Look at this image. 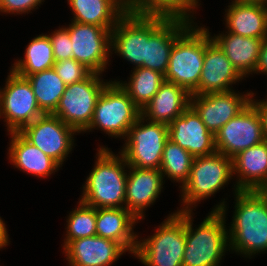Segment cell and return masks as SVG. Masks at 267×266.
I'll use <instances>...</instances> for the list:
<instances>
[{"mask_svg": "<svg viewBox=\"0 0 267 266\" xmlns=\"http://www.w3.org/2000/svg\"><path fill=\"white\" fill-rule=\"evenodd\" d=\"M168 139L167 124L151 122L140 116L129 129L119 152L128 166L160 169L164 146Z\"/></svg>", "mask_w": 267, "mask_h": 266, "instance_id": "9c48e42d", "label": "cell"}, {"mask_svg": "<svg viewBox=\"0 0 267 266\" xmlns=\"http://www.w3.org/2000/svg\"><path fill=\"white\" fill-rule=\"evenodd\" d=\"M26 78L32 86L40 110L44 114H53L67 85L54 68L34 73Z\"/></svg>", "mask_w": 267, "mask_h": 266, "instance_id": "4dcf8cb0", "label": "cell"}, {"mask_svg": "<svg viewBox=\"0 0 267 266\" xmlns=\"http://www.w3.org/2000/svg\"><path fill=\"white\" fill-rule=\"evenodd\" d=\"M164 15L126 12L111 30V58L116 54L135 68L146 60V41L168 19Z\"/></svg>", "mask_w": 267, "mask_h": 266, "instance_id": "ba28073f", "label": "cell"}, {"mask_svg": "<svg viewBox=\"0 0 267 266\" xmlns=\"http://www.w3.org/2000/svg\"><path fill=\"white\" fill-rule=\"evenodd\" d=\"M66 218V228L62 249L70 242L96 235V208L77 202Z\"/></svg>", "mask_w": 267, "mask_h": 266, "instance_id": "d6a6232c", "label": "cell"}, {"mask_svg": "<svg viewBox=\"0 0 267 266\" xmlns=\"http://www.w3.org/2000/svg\"><path fill=\"white\" fill-rule=\"evenodd\" d=\"M200 0H126V10L135 14L164 15L195 20ZM195 15V16H194Z\"/></svg>", "mask_w": 267, "mask_h": 266, "instance_id": "f546056e", "label": "cell"}, {"mask_svg": "<svg viewBox=\"0 0 267 266\" xmlns=\"http://www.w3.org/2000/svg\"><path fill=\"white\" fill-rule=\"evenodd\" d=\"M227 199L223 198L206 215L205 219L193 227L194 212L185 211V240L183 266H221L229 250Z\"/></svg>", "mask_w": 267, "mask_h": 266, "instance_id": "6da1fadb", "label": "cell"}, {"mask_svg": "<svg viewBox=\"0 0 267 266\" xmlns=\"http://www.w3.org/2000/svg\"><path fill=\"white\" fill-rule=\"evenodd\" d=\"M254 191L261 197L267 199V175Z\"/></svg>", "mask_w": 267, "mask_h": 266, "instance_id": "ab89813d", "label": "cell"}, {"mask_svg": "<svg viewBox=\"0 0 267 266\" xmlns=\"http://www.w3.org/2000/svg\"><path fill=\"white\" fill-rule=\"evenodd\" d=\"M168 138L194 157L216 152L214 134L191 106L168 125Z\"/></svg>", "mask_w": 267, "mask_h": 266, "instance_id": "ac0fdd59", "label": "cell"}, {"mask_svg": "<svg viewBox=\"0 0 267 266\" xmlns=\"http://www.w3.org/2000/svg\"><path fill=\"white\" fill-rule=\"evenodd\" d=\"M247 2L262 3L267 5V0H247Z\"/></svg>", "mask_w": 267, "mask_h": 266, "instance_id": "60d3db41", "label": "cell"}, {"mask_svg": "<svg viewBox=\"0 0 267 266\" xmlns=\"http://www.w3.org/2000/svg\"><path fill=\"white\" fill-rule=\"evenodd\" d=\"M231 1H245V2H247V0H231Z\"/></svg>", "mask_w": 267, "mask_h": 266, "instance_id": "b9f144b4", "label": "cell"}, {"mask_svg": "<svg viewBox=\"0 0 267 266\" xmlns=\"http://www.w3.org/2000/svg\"><path fill=\"white\" fill-rule=\"evenodd\" d=\"M45 0H0V13L9 15L29 14L39 9Z\"/></svg>", "mask_w": 267, "mask_h": 266, "instance_id": "d590c367", "label": "cell"}, {"mask_svg": "<svg viewBox=\"0 0 267 266\" xmlns=\"http://www.w3.org/2000/svg\"><path fill=\"white\" fill-rule=\"evenodd\" d=\"M206 29L238 73L244 79L251 76L257 63L263 39L243 37L224 30L219 34L211 35L209 27Z\"/></svg>", "mask_w": 267, "mask_h": 266, "instance_id": "cb8c5ba5", "label": "cell"}, {"mask_svg": "<svg viewBox=\"0 0 267 266\" xmlns=\"http://www.w3.org/2000/svg\"><path fill=\"white\" fill-rule=\"evenodd\" d=\"M252 93L251 90L242 93L233 89L226 92L191 95L190 106L197 112L207 129L215 135L222 126L251 103Z\"/></svg>", "mask_w": 267, "mask_h": 266, "instance_id": "9a60e30c", "label": "cell"}, {"mask_svg": "<svg viewBox=\"0 0 267 266\" xmlns=\"http://www.w3.org/2000/svg\"><path fill=\"white\" fill-rule=\"evenodd\" d=\"M232 179V158L217 151L195 157L189 178L180 188L181 207L175 211H193L202 200L215 196L228 186Z\"/></svg>", "mask_w": 267, "mask_h": 266, "instance_id": "277c9868", "label": "cell"}, {"mask_svg": "<svg viewBox=\"0 0 267 266\" xmlns=\"http://www.w3.org/2000/svg\"><path fill=\"white\" fill-rule=\"evenodd\" d=\"M267 75V37L263 39L261 44L260 53L258 55L257 63L252 75L254 74Z\"/></svg>", "mask_w": 267, "mask_h": 266, "instance_id": "74e56055", "label": "cell"}, {"mask_svg": "<svg viewBox=\"0 0 267 266\" xmlns=\"http://www.w3.org/2000/svg\"><path fill=\"white\" fill-rule=\"evenodd\" d=\"M164 184L160 169L128 166L125 209L138 221L144 220L145 211L158 200Z\"/></svg>", "mask_w": 267, "mask_h": 266, "instance_id": "e0dca14e", "label": "cell"}, {"mask_svg": "<svg viewBox=\"0 0 267 266\" xmlns=\"http://www.w3.org/2000/svg\"><path fill=\"white\" fill-rule=\"evenodd\" d=\"M234 201L232 221L227 226L230 253L245 259L267 253V199L254 190H239Z\"/></svg>", "mask_w": 267, "mask_h": 266, "instance_id": "7a4b0ae2", "label": "cell"}, {"mask_svg": "<svg viewBox=\"0 0 267 266\" xmlns=\"http://www.w3.org/2000/svg\"><path fill=\"white\" fill-rule=\"evenodd\" d=\"M206 49V26L194 21L172 47L165 80L184 88L190 95L197 89Z\"/></svg>", "mask_w": 267, "mask_h": 266, "instance_id": "8992f818", "label": "cell"}, {"mask_svg": "<svg viewBox=\"0 0 267 266\" xmlns=\"http://www.w3.org/2000/svg\"><path fill=\"white\" fill-rule=\"evenodd\" d=\"M53 68L66 85L85 80L93 73L74 58L55 62Z\"/></svg>", "mask_w": 267, "mask_h": 266, "instance_id": "836d02e7", "label": "cell"}, {"mask_svg": "<svg viewBox=\"0 0 267 266\" xmlns=\"http://www.w3.org/2000/svg\"><path fill=\"white\" fill-rule=\"evenodd\" d=\"M92 73L87 79L67 85L53 115L74 128L79 134L90 125L97 100L111 80Z\"/></svg>", "mask_w": 267, "mask_h": 266, "instance_id": "30bf717a", "label": "cell"}, {"mask_svg": "<svg viewBox=\"0 0 267 266\" xmlns=\"http://www.w3.org/2000/svg\"><path fill=\"white\" fill-rule=\"evenodd\" d=\"M19 133L61 167L76 146L75 135H80L53 114H43L24 126Z\"/></svg>", "mask_w": 267, "mask_h": 266, "instance_id": "7c38bea8", "label": "cell"}, {"mask_svg": "<svg viewBox=\"0 0 267 266\" xmlns=\"http://www.w3.org/2000/svg\"><path fill=\"white\" fill-rule=\"evenodd\" d=\"M214 136L216 151L229 158L263 142L262 120L256 107L250 103Z\"/></svg>", "mask_w": 267, "mask_h": 266, "instance_id": "5bb4252c", "label": "cell"}, {"mask_svg": "<svg viewBox=\"0 0 267 266\" xmlns=\"http://www.w3.org/2000/svg\"><path fill=\"white\" fill-rule=\"evenodd\" d=\"M8 160L14 168L40 178L51 177L62 168L55 160L27 141L19 132H10Z\"/></svg>", "mask_w": 267, "mask_h": 266, "instance_id": "ffe728a7", "label": "cell"}, {"mask_svg": "<svg viewBox=\"0 0 267 266\" xmlns=\"http://www.w3.org/2000/svg\"><path fill=\"white\" fill-rule=\"evenodd\" d=\"M150 236L137 238L135 259L145 266H183L185 211L169 213Z\"/></svg>", "mask_w": 267, "mask_h": 266, "instance_id": "5b68a950", "label": "cell"}, {"mask_svg": "<svg viewBox=\"0 0 267 266\" xmlns=\"http://www.w3.org/2000/svg\"><path fill=\"white\" fill-rule=\"evenodd\" d=\"M70 21L107 28L110 31L127 12L126 0H67Z\"/></svg>", "mask_w": 267, "mask_h": 266, "instance_id": "4316f807", "label": "cell"}, {"mask_svg": "<svg viewBox=\"0 0 267 266\" xmlns=\"http://www.w3.org/2000/svg\"><path fill=\"white\" fill-rule=\"evenodd\" d=\"M139 222L125 208L96 209V235L116 241L132 256L135 254L138 238L134 228Z\"/></svg>", "mask_w": 267, "mask_h": 266, "instance_id": "603a6c76", "label": "cell"}, {"mask_svg": "<svg viewBox=\"0 0 267 266\" xmlns=\"http://www.w3.org/2000/svg\"><path fill=\"white\" fill-rule=\"evenodd\" d=\"M244 79L233 67L225 53L212 40L206 29V49L203 68L197 89L191 95L226 92L233 90L232 85Z\"/></svg>", "mask_w": 267, "mask_h": 266, "instance_id": "2e32d148", "label": "cell"}, {"mask_svg": "<svg viewBox=\"0 0 267 266\" xmlns=\"http://www.w3.org/2000/svg\"><path fill=\"white\" fill-rule=\"evenodd\" d=\"M140 116L141 110L134 104L127 92L117 81L111 79L100 94L93 119L83 133L96 129L103 131L109 137L124 140L129 129Z\"/></svg>", "mask_w": 267, "mask_h": 266, "instance_id": "52a82bcc", "label": "cell"}, {"mask_svg": "<svg viewBox=\"0 0 267 266\" xmlns=\"http://www.w3.org/2000/svg\"><path fill=\"white\" fill-rule=\"evenodd\" d=\"M100 146V147H99ZM94 166L82 185L79 200L94 208H125L128 164L123 155L98 145Z\"/></svg>", "mask_w": 267, "mask_h": 266, "instance_id": "3957f363", "label": "cell"}, {"mask_svg": "<svg viewBox=\"0 0 267 266\" xmlns=\"http://www.w3.org/2000/svg\"><path fill=\"white\" fill-rule=\"evenodd\" d=\"M257 93H252L251 103L256 107L258 113L260 114L262 120V128H263V135L264 140L267 141V98L259 99L255 97ZM257 98V99H255Z\"/></svg>", "mask_w": 267, "mask_h": 266, "instance_id": "8d00e7d4", "label": "cell"}, {"mask_svg": "<svg viewBox=\"0 0 267 266\" xmlns=\"http://www.w3.org/2000/svg\"><path fill=\"white\" fill-rule=\"evenodd\" d=\"M190 97L184 88L165 80L141 110V116L151 122L169 125L190 106Z\"/></svg>", "mask_w": 267, "mask_h": 266, "instance_id": "d4e9b609", "label": "cell"}, {"mask_svg": "<svg viewBox=\"0 0 267 266\" xmlns=\"http://www.w3.org/2000/svg\"><path fill=\"white\" fill-rule=\"evenodd\" d=\"M48 36L53 47L54 59L56 62L73 58L72 42L66 25H62V27L51 31V33L49 32Z\"/></svg>", "mask_w": 267, "mask_h": 266, "instance_id": "e575fe53", "label": "cell"}, {"mask_svg": "<svg viewBox=\"0 0 267 266\" xmlns=\"http://www.w3.org/2000/svg\"><path fill=\"white\" fill-rule=\"evenodd\" d=\"M21 58L15 59L9 68L22 77L53 68L56 61L48 33L31 39Z\"/></svg>", "mask_w": 267, "mask_h": 266, "instance_id": "83f0119b", "label": "cell"}, {"mask_svg": "<svg viewBox=\"0 0 267 266\" xmlns=\"http://www.w3.org/2000/svg\"><path fill=\"white\" fill-rule=\"evenodd\" d=\"M225 9V32L243 37H267V5L245 1H232Z\"/></svg>", "mask_w": 267, "mask_h": 266, "instance_id": "7402d4cb", "label": "cell"}, {"mask_svg": "<svg viewBox=\"0 0 267 266\" xmlns=\"http://www.w3.org/2000/svg\"><path fill=\"white\" fill-rule=\"evenodd\" d=\"M73 58L93 73L103 74L110 66L111 31L100 26L69 22Z\"/></svg>", "mask_w": 267, "mask_h": 266, "instance_id": "4fadbf2b", "label": "cell"}, {"mask_svg": "<svg viewBox=\"0 0 267 266\" xmlns=\"http://www.w3.org/2000/svg\"><path fill=\"white\" fill-rule=\"evenodd\" d=\"M6 226V223L0 216V250L5 249L11 242Z\"/></svg>", "mask_w": 267, "mask_h": 266, "instance_id": "f35d334b", "label": "cell"}, {"mask_svg": "<svg viewBox=\"0 0 267 266\" xmlns=\"http://www.w3.org/2000/svg\"><path fill=\"white\" fill-rule=\"evenodd\" d=\"M61 250L67 266H111L127 252L116 241L97 235L70 241Z\"/></svg>", "mask_w": 267, "mask_h": 266, "instance_id": "d6986e66", "label": "cell"}, {"mask_svg": "<svg viewBox=\"0 0 267 266\" xmlns=\"http://www.w3.org/2000/svg\"><path fill=\"white\" fill-rule=\"evenodd\" d=\"M194 156L178 144L167 140L164 146L160 171L163 179L178 183L179 189L188 180Z\"/></svg>", "mask_w": 267, "mask_h": 266, "instance_id": "1f68e13d", "label": "cell"}, {"mask_svg": "<svg viewBox=\"0 0 267 266\" xmlns=\"http://www.w3.org/2000/svg\"><path fill=\"white\" fill-rule=\"evenodd\" d=\"M4 84L0 87V118L4 119L6 132H19L44 113L26 77L10 69Z\"/></svg>", "mask_w": 267, "mask_h": 266, "instance_id": "8fae6325", "label": "cell"}, {"mask_svg": "<svg viewBox=\"0 0 267 266\" xmlns=\"http://www.w3.org/2000/svg\"><path fill=\"white\" fill-rule=\"evenodd\" d=\"M192 23L185 18L169 17L146 41V60L142 67L165 75L175 40Z\"/></svg>", "mask_w": 267, "mask_h": 266, "instance_id": "44dd1931", "label": "cell"}, {"mask_svg": "<svg viewBox=\"0 0 267 266\" xmlns=\"http://www.w3.org/2000/svg\"><path fill=\"white\" fill-rule=\"evenodd\" d=\"M129 75L127 81L120 79L113 80L120 84L133 100L134 104L142 110L164 83L165 75L144 67L131 70V74Z\"/></svg>", "mask_w": 267, "mask_h": 266, "instance_id": "f1b7e54d", "label": "cell"}, {"mask_svg": "<svg viewBox=\"0 0 267 266\" xmlns=\"http://www.w3.org/2000/svg\"><path fill=\"white\" fill-rule=\"evenodd\" d=\"M232 167L233 180L237 178L233 182V194L239 190H255L267 175V141L238 153L232 158Z\"/></svg>", "mask_w": 267, "mask_h": 266, "instance_id": "484cf974", "label": "cell"}]
</instances>
